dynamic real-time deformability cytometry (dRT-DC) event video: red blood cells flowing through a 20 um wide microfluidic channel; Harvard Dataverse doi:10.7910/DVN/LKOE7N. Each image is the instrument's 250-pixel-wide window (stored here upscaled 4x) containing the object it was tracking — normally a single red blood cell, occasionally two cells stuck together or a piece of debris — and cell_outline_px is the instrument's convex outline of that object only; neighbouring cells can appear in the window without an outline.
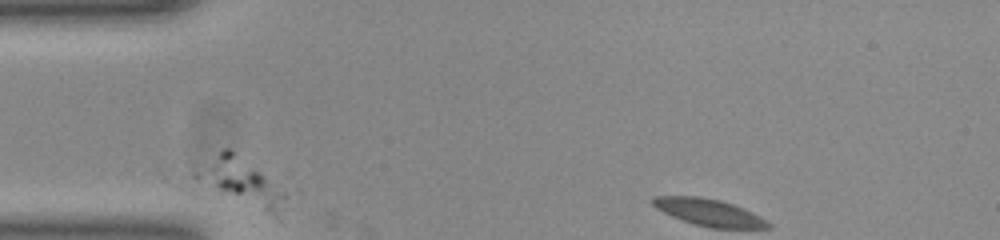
{"species": "common noctule bat (a hibernating species)", "species_latin": "Nyctalus noctula", "temperature_condition": "room temperature", "stored_images_in_passage": 11, "segment_of_instrument_passage": [1, 2], "camera_frame_rate_fps": 3000, "um_per_image_px": 0.085, "animal": {"sex": "female", "body_mass_g": 23.0, "forearm_length_mm": 53.4}, "frame": {"image": 1, "passage_image": 1, "time_ms": 0.0, "image_size_px": [1000, 240], "cell_outline_px": [[284, 196], [280, 220], [276, 220], [192, 176], [188, 164], [188, 160], [224, 148], [228, 148]], "centroid_in_image_um": [20.19, 15.4], "position_along_channel_um": 64.8, "area_um2": 23.52}}